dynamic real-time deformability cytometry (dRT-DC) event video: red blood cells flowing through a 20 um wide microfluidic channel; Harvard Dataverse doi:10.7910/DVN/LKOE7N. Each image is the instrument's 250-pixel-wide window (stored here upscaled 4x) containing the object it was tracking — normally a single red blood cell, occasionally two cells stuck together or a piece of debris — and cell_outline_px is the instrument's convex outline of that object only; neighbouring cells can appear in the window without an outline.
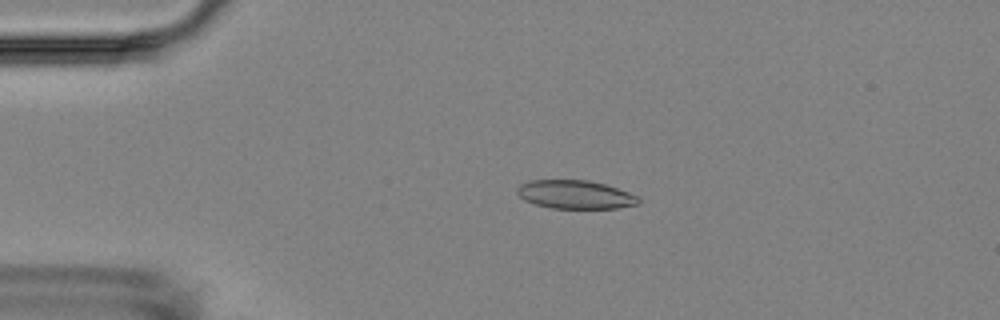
{"species": "Egyptian fruit bat (a non-hibernating species)", "species_latin": "Rousettus aegyptiacus", "temperature_condition": "room temperature", "stored_images_in_passage": 2, "camera_frame_rate_fps": 3000, "um_per_image_px": 0.085, "animal": {"sex": "female"}, "frame": {"image": 1, "passage_image": 1, "time_ms": 0.0, "image_size_px": [1000, 320], "cell_outline_px": [[640, 204], [616, 208], [552, 208], [536, 204], [524, 200], [516, 192], [516, 188], [520, 184], [532, 180], [588, 180], [604, 184], [628, 192], [636, 196], [640, 200]], "centroid_in_image_um": [48.88, 16.53], "position_along_channel_um": 36.1, "area_um2": 20.0}}